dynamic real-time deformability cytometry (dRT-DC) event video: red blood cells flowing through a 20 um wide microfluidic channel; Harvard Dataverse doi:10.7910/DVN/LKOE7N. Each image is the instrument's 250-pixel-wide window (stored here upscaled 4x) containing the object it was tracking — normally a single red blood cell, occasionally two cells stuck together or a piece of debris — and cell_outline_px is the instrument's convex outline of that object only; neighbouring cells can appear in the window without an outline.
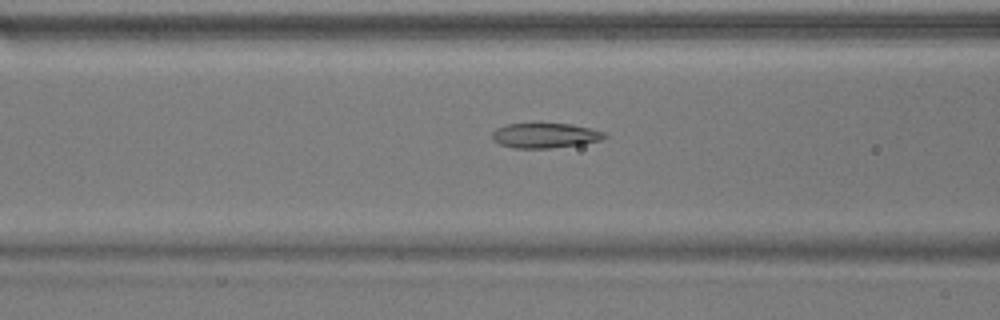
{"species": "common noctule bat (a hibernating species)", "species_latin": "Nyctalus noctula", "temperature_condition": "warm", "stored_images_in_passage": 43, "camera_frame_rate_fps": 3000, "um_per_image_px": 0.085, "animal": {"sex": "male", "body_mass_g": 17.9}, "frame": {"image": 1, "passage_image": 11, "time_ms": 3.333, "image_size_px": [1000, 320], "cell_outline_px": [[608, 136], [600, 140], [580, 144], [552, 148], [512, 148], [500, 144], [492, 140], [492, 132], [496, 128], [504, 124], [536, 120], [572, 124], [592, 128], [604, 132]], "centroid_in_image_um": [46.27, 11.45], "position_along_channel_um": 120.3, "area_um2": 17.34}}
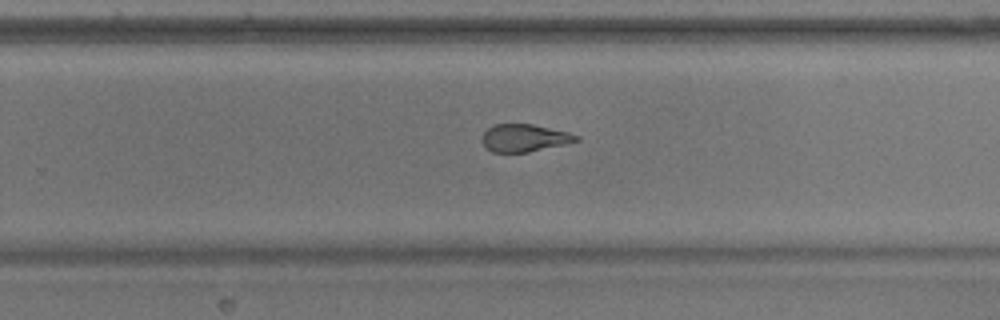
{"frame": {"image": 2, "passage_image": 24, "time_ms": 7.667, "image_size_px": [1000, 320], "cell_outline_px": [[580, 140], [564, 144], [528, 152], [492, 152], [484, 148], [480, 140], [484, 132], [488, 128], [496, 124], [532, 124], [568, 132], [580, 136]], "centroid_in_image_um": [44.53, 11.73], "position_along_channel_um": 285.3, "area_um2": 15.14}}
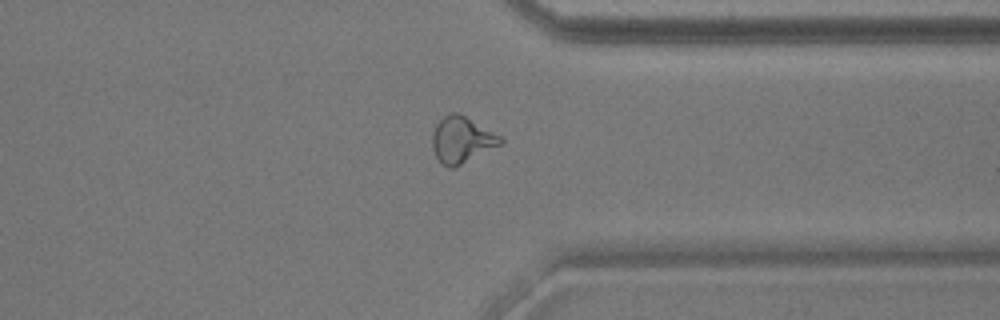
{"frame": {"image": 3, "passage_image": 31, "time_ms": 10.0, "image_size_px": [1000, 320], "cell_outline_px": [[504, 144], [452, 168], [448, 168], [436, 156], [432, 148], [432, 136], [436, 124], [444, 116], [452, 112], [456, 112], [464, 116], [500, 136], [504, 140]], "centroid_in_image_um": [39.25, 11.89], "position_along_channel_um": 372.1, "area_um2": 18.03}, "authors_computed_cell_mechanics": {"area_um2": 17.34, "velocity_mm_per_s": 3.811, "shape_relaxation_time_tau1_ms": null, "shape_relaxation_time_tau2_ms": 1.4932, "deformation_change_tau1": null, "deformation_change_tau2": 0.0983}}